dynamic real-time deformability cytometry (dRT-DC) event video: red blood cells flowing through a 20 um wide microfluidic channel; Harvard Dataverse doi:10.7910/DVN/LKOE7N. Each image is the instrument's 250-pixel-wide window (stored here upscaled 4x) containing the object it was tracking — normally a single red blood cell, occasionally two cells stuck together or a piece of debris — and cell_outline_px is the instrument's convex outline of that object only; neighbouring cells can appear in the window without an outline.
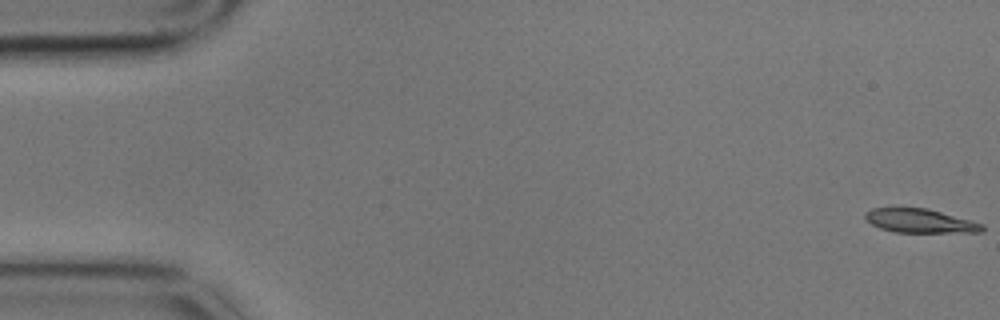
{"species": "common noctule bat (a hibernating species)", "species_latin": "Nyctalus noctula", "temperature_condition": "cold", "stored_images_in_passage": 7, "camera_frame_rate_fps": 3000, "um_per_image_px": 0.085, "animal": {"sex": "male", "body_mass_g": 17.9}, "frame": {"image": 1, "passage_image": 1, "time_ms": 0.0, "image_size_px": [1000, 320], "cell_outline_px": [[984, 232], [896, 232], [880, 228], [872, 224], [864, 216], [864, 212], [872, 208], [928, 208], [984, 224]], "centroid_in_image_um": [78.21, 18.77], "position_along_channel_um": 6.8, "area_um2": 16.18}}
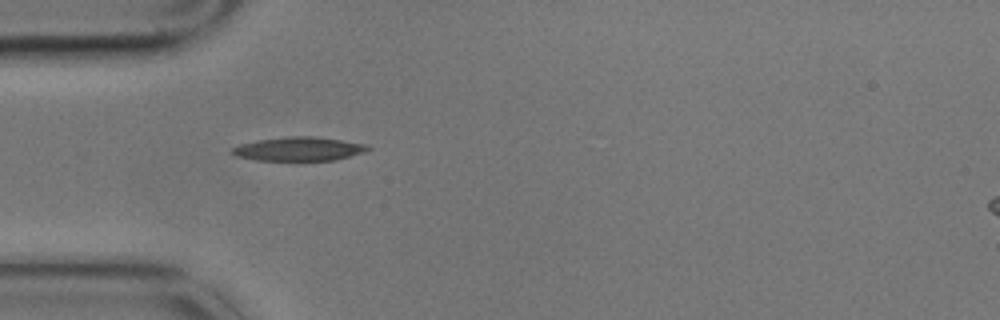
{"frame": {"image": 2, "passage_image": 6, "time_ms": 1.667, "image_size_px": [1000, 320], "cell_outline_px": [[372, 148], [364, 152], [336, 160], [256, 160], [236, 156], [232, 152], [232, 148], [240, 144], [256, 140], [288, 136], [312, 136], [368, 144]], "centroid_in_image_um": [25.42, 12.65], "position_along_channel_um": 59.6, "area_um2": 18.79}}